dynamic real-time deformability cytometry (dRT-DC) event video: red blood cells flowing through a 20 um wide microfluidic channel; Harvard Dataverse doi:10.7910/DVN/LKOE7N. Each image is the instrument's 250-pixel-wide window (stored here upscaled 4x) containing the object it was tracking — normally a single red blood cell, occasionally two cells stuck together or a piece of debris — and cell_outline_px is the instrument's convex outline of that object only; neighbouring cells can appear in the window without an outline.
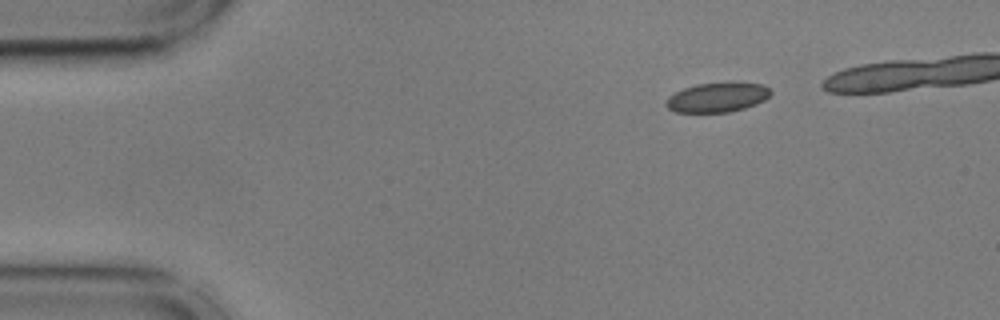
{"species": "common noctule bat (a hibernating species)", "species_latin": "Nyctalus noctula", "temperature_condition": "cold", "stored_images_in_passage": 41, "camera_frame_rate_fps": 3000, "um_per_image_px": 0.085, "animal": {"sex": "male", "body_mass_g": 17.9, "forearm_length_mm": 54.2}, "frame": {"image": 1, "passage_image": 1, "time_ms": 0.0, "image_size_px": [1000, 320], "cell_outline_px": [[772, 92], [764, 100], [756, 104], [744, 108], [728, 112], [676, 112], [668, 108], [664, 104], [668, 96], [684, 88], [696, 84], [764, 84]], "centroid_in_image_um": [60.93, 8.3], "position_along_channel_um": 24.1, "area_um2": 17.51}}
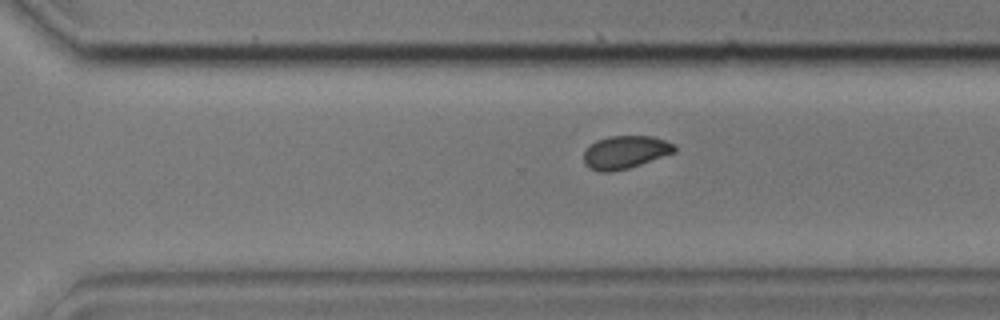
{"frame": {"image": 2, "passage_image": 31, "time_ms": 10.0, "image_size_px": [1000, 320], "cell_outline_px": [[676, 152], [628, 168], [612, 172], [600, 172], [588, 168], [584, 164], [584, 152], [596, 140], [608, 136], [652, 136], [676, 144]], "centroid_in_image_um": [53.14, 12.94], "position_along_channel_um": 317.5, "area_um2": 17.46}}
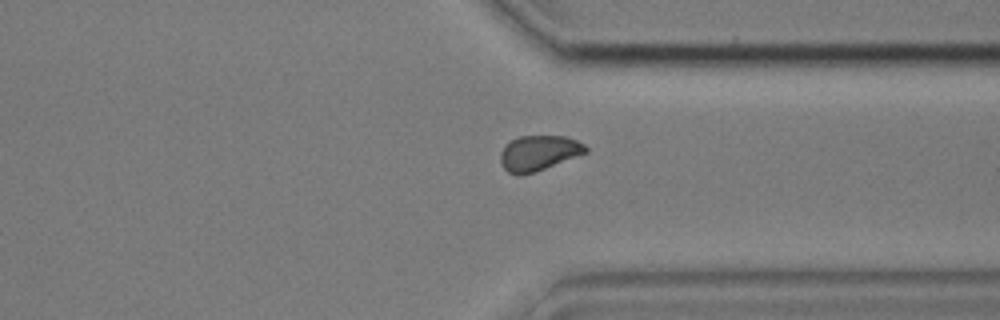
{"frame": {"image": 3, "passage_image": 35, "time_ms": 11.333, "image_size_px": [1000, 320], "cell_outline_px": [[588, 152], [536, 172], [520, 176], [516, 176], [508, 172], [504, 168], [500, 160], [500, 152], [504, 144], [520, 136], [564, 136], [576, 140], [584, 144], [588, 148]], "centroid_in_image_um": [45.77, 13.02], "position_along_channel_um": 365.6, "area_um2": 17.69}, "authors_computed_cell_mechanics": {"area_um2": 17.9758, "velocity_mm_per_s": 3.6065, "shape_relaxation_time_tau1_ms": 3.6868, "shape_relaxation_time_tau2_ms": 1.1595, "deformation_change_tau1": 0.0726, "deformation_change_tau2": 0.0418}}